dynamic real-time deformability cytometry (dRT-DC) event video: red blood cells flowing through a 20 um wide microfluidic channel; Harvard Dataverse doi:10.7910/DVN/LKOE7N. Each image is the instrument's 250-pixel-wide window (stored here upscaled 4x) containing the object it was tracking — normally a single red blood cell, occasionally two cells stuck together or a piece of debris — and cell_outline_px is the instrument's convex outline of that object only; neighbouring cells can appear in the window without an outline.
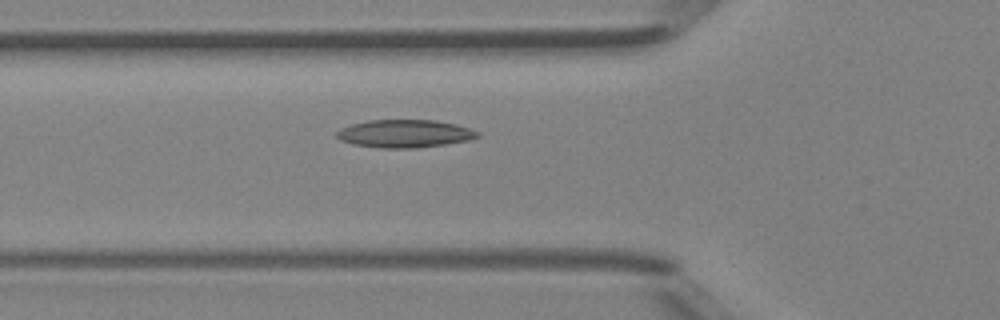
{"species": "Egyptian fruit bat (a non-hibernating species)", "species_latin": "Rousettus aegyptiacus", "temperature_condition": "room temperature", "stored_images_in_passage": 27, "camera_frame_rate_fps": 3000, "um_per_image_px": 0.085, "animal": {"sex": "female"}, "frame": {"image": 1, "passage_image": 2, "time_ms": 0.333, "image_size_px": [1000, 320], "cell_outline_px": [[480, 136], [468, 140], [444, 144], [416, 148], [380, 148], [352, 144], [340, 140], [336, 136], [336, 132], [340, 128], [352, 124], [368, 120], [436, 120], [456, 124], [480, 132]], "centroid_in_image_um": [34.38, 11.36], "position_along_channel_um": 91.4, "area_um2": 22.89}}
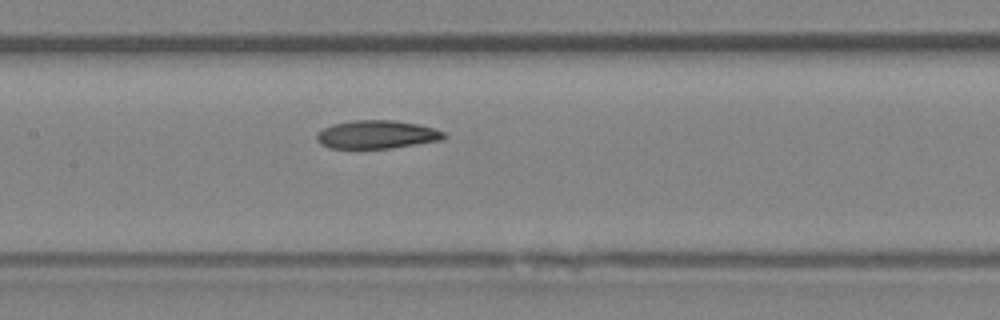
{"frame": {"image": 2, "passage_image": 8, "time_ms": 2.333, "image_size_px": [1000, 320], "cell_outline_px": [[448, 136], [444, 140], [392, 148], [328, 148], [320, 144], [316, 140], [316, 132], [332, 124], [352, 120], [396, 120], [416, 124], [432, 128], [444, 132]], "centroid_in_image_um": [32.02, 11.44], "position_along_channel_um": 175.4, "area_um2": 21.15}}
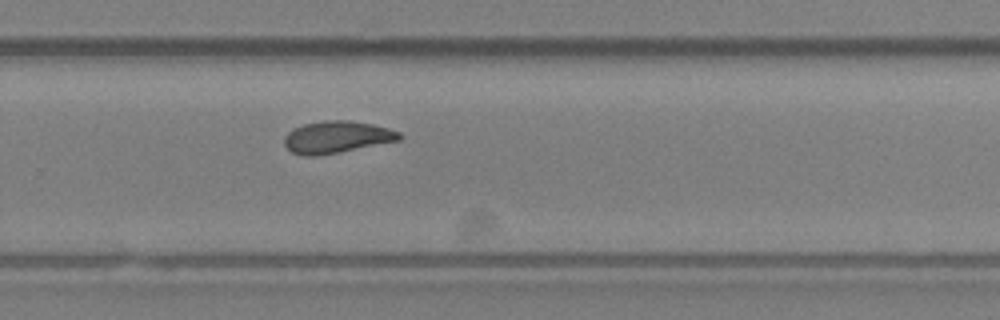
{"frame": {"image": 3, "passage_image": 17, "time_ms": 5.333, "image_size_px": [1000, 320], "cell_outline_px": [[404, 136], [400, 140], [316, 156], [304, 156], [292, 152], [284, 144], [284, 136], [292, 128], [304, 124], [324, 120], [348, 120], [372, 124], [388, 128], [400, 132]], "centroid_in_image_um": [28.61, 11.64], "position_along_channel_um": 301.2, "area_um2": 21.39}}